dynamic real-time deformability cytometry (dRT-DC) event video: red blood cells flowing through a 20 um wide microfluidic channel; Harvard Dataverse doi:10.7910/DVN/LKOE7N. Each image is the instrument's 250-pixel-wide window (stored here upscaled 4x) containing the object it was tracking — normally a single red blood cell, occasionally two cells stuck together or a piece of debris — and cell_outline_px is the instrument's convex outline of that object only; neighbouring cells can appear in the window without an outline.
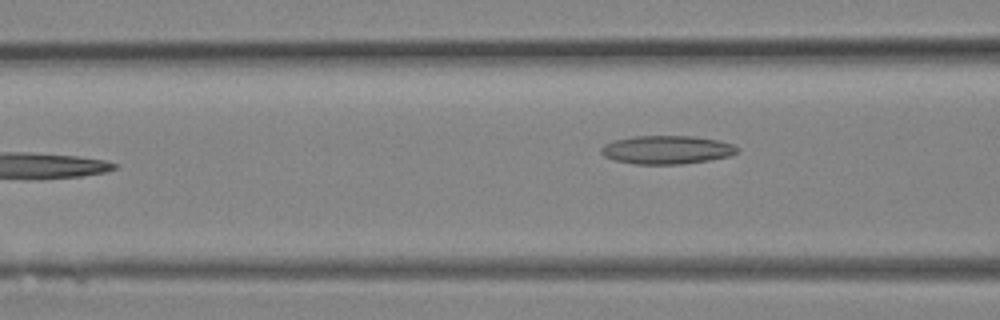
{"species": "Egyptian fruit bat (a non-hibernating species)", "species_latin": "Rousettus aegyptiacus", "temperature_condition": "room temperature", "stored_images_in_passage": 13, "camera_frame_rate_fps": 3000, "um_per_image_px": 0.085, "animal": {"sex": "female"}, "frame": {"image": 1, "passage_image": 13, "time_ms": 4.0, "image_size_px": [1000, 320], "cell_outline_px": [[740, 148], [732, 156], [684, 164], [632, 164], [612, 160], [604, 156], [600, 152], [600, 148], [604, 144], [616, 140], [632, 136], [692, 136], [720, 140], [732, 144]], "centroid_in_image_um": [56.67, 12.74], "position_along_channel_um": 109.9, "area_um2": 22.77}}